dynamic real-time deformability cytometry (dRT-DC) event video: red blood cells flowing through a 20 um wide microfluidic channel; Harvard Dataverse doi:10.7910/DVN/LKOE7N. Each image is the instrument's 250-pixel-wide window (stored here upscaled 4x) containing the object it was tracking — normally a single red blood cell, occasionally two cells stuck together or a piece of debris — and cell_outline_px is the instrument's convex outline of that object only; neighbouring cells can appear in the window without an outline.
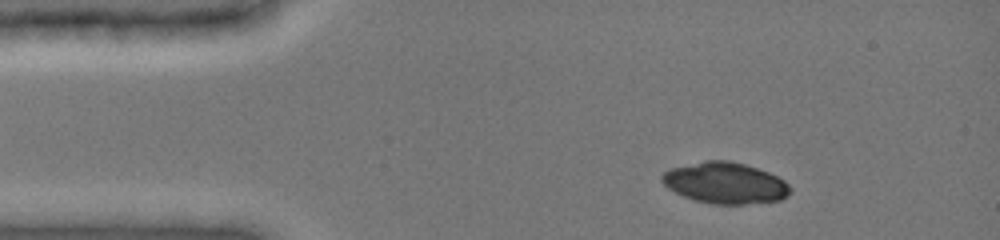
{"species": "common noctule bat (a hibernating species)", "species_latin": "Nyctalus noctula", "temperature_condition": "cold", "stored_images_in_passage": 42, "camera_frame_rate_fps": 3000, "um_per_image_px": 0.085, "animal": {"sex": "female", "body_mass_g": 19.0, "forearm_length_mm": 51.5}, "frame": {"image": 1, "passage_image": 5, "time_ms": 1.333, "image_size_px": [1000, 240], "cell_outline_px": [[792, 188], [788, 196], [780, 200], [744, 204], [712, 204], [692, 200], [668, 188], [660, 180], [660, 176], [664, 172], [672, 168], [704, 160], [728, 160], [744, 164], [768, 172], [784, 180]], "centroid_in_image_um": [61.63, 15.56], "position_along_channel_um": 23.4, "area_um2": 30.81}}
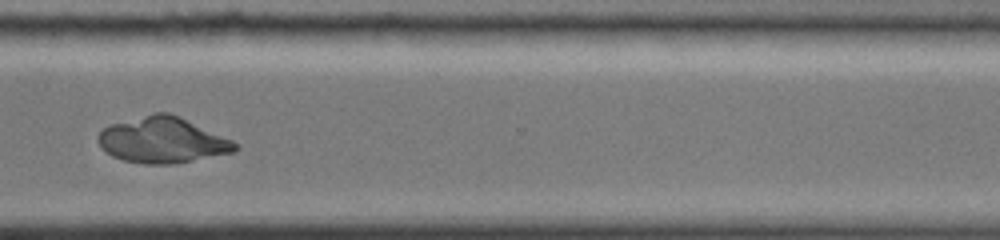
{"frame": {"image": 2, "passage_image": 35, "time_ms": 11.333, "image_size_px": [1000, 240], "cell_outline_px": [[240, 148], [236, 152], [172, 164], [144, 164], [124, 160], [112, 156], [96, 140], [96, 136], [108, 124], [156, 112], [168, 112], [232, 140], [240, 144]], "centroid_in_image_um": [13.82, 11.91], "position_along_channel_um": 356.8, "area_um2": 36.41}}
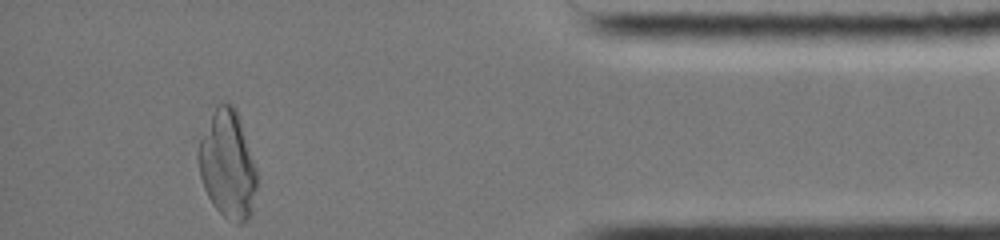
{"frame": {"image": 3, "passage_image": 42, "time_ms": 13.667, "image_size_px": [1000, 240], "cell_outline_px": [[256, 188], [252, 212], [248, 220], [244, 224], [236, 224], [224, 216], [212, 204], [204, 188], [200, 176], [200, 140], [216, 104], [224, 100], [228, 100], [236, 108], [256, 168]], "centroid_in_image_um": [19.37, 13.99], "position_along_channel_um": 415.8, "area_um2": 36.41}}